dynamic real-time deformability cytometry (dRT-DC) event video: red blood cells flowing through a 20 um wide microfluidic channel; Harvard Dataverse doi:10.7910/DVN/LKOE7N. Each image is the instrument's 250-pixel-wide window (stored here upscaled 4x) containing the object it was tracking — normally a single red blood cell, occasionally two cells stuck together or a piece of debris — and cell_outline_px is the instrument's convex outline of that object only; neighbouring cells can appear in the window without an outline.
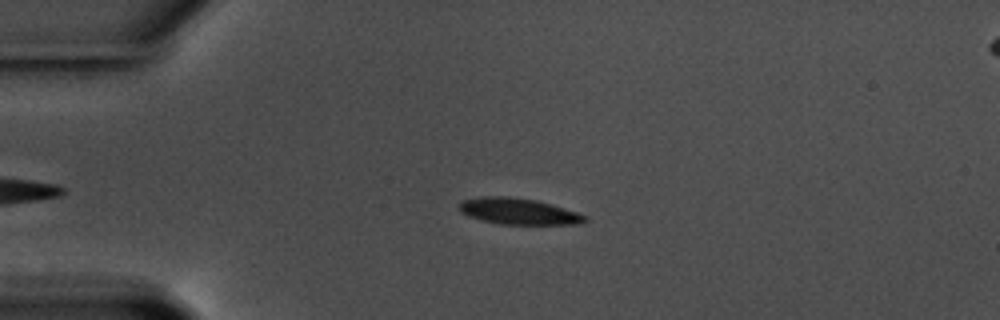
{"species": "common noctule bat (a hibernating species)", "species_latin": "Nyctalus noctula", "temperature_condition": "warm", "stored_images_in_passage": 48, "camera_frame_rate_fps": 3000, "um_per_image_px": 0.085, "animal": {"sex": "male", "body_mass_g": 17.5, "forearm_length_mm": 52.3}, "frame": {"image": 1, "passage_image": 10, "time_ms": 3.0, "image_size_px": [1000, 320], "cell_outline_px": [[588, 220], [580, 224], [500, 224], [480, 220], [468, 216], [460, 212], [460, 200], [480, 196], [508, 196], [536, 200], [576, 212], [588, 216]], "centroid_in_image_um": [44.03, 17.96], "position_along_channel_um": 41.0, "area_um2": 19.25}}
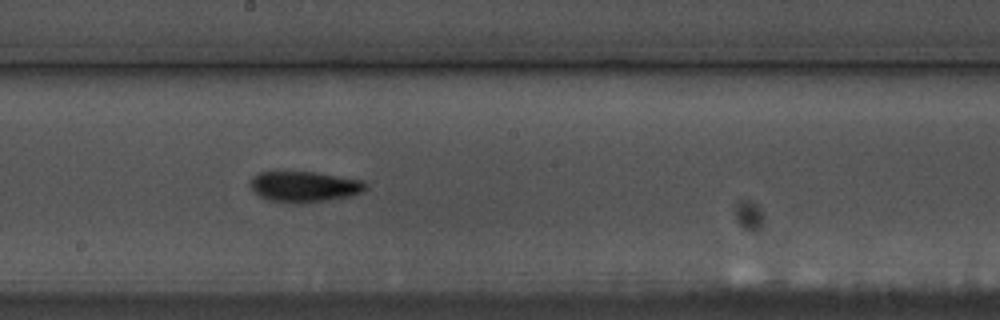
{"frame": {"image": 2, "passage_image": 28, "time_ms": 9.0, "image_size_px": [1000, 320], "cell_outline_px": [[368, 188], [364, 192], [352, 196], [328, 200], [300, 204], [288, 204], [268, 200], [260, 196], [248, 184], [252, 176], [260, 172], [316, 172], [364, 180], [368, 184]], "centroid_in_image_um": [25.91, 15.88], "position_along_channel_um": 222.3, "area_um2": 21.15}}
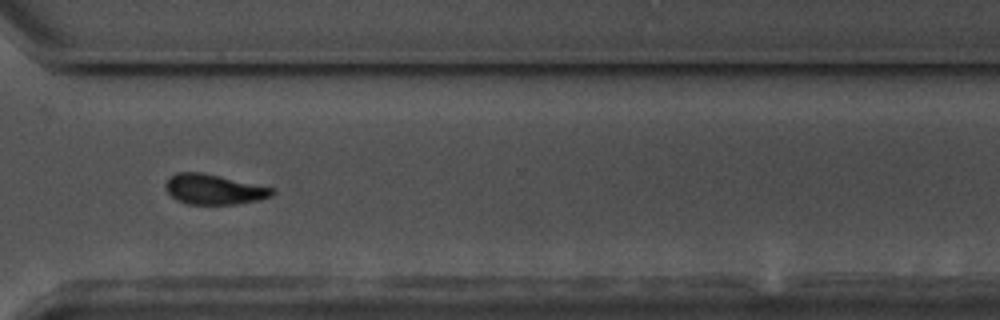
{"frame": {"image": 3, "passage_image": 39, "time_ms": 12.667, "image_size_px": [1000, 320], "cell_outline_px": [[276, 192], [272, 196], [256, 200], [236, 204], [188, 204], [176, 200], [168, 192], [168, 180], [176, 172], [204, 172], [276, 188]], "centroid_in_image_um": [18.26, 16.09], "position_along_channel_um": 352.3, "area_um2": 18.67}, "authors_computed_cell_mechanics": {"area_um2": 18.9295, "velocity_mm_per_s": 3.5436, "shape_relaxation_time_tau1_ms": 3.69, "shape_relaxation_time_tau2_ms": null, "deformation_change_tau1": 0.1224, "deformation_change_tau2": null}}